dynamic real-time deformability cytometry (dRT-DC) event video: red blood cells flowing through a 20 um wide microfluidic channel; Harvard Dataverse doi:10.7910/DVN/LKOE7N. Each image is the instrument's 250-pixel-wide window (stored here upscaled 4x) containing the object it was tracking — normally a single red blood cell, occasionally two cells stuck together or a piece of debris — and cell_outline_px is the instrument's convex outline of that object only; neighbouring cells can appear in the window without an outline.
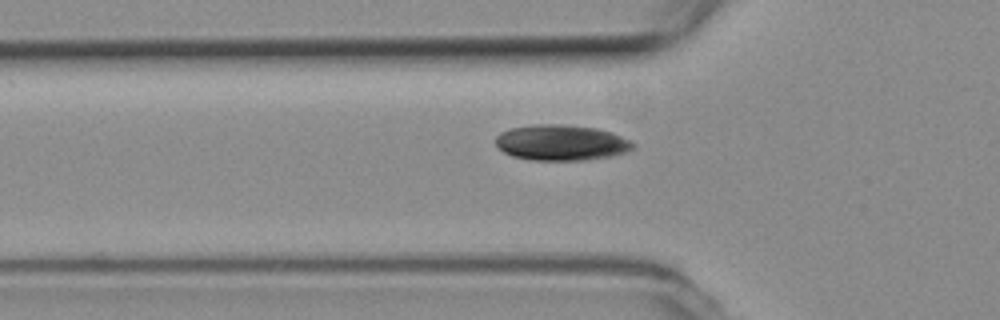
{"species": "common noctule bat (a hibernating species)", "species_latin": "Nyctalus noctula", "temperature_condition": "room temperature", "stored_images_in_passage": 38, "camera_frame_rate_fps": 3000, "um_per_image_px": 0.085, "animal": {"sex": "female", "body_mass_g": 19.3, "forearm_length_mm": 54.1}, "frame": {"image": 1, "passage_image": 19, "time_ms": 6.0, "image_size_px": [1000, 320], "cell_outline_px": [[636, 144], [632, 148], [624, 152], [612, 156], [584, 160], [532, 160], [512, 156], [504, 152], [496, 144], [496, 136], [500, 132], [512, 128], [532, 124], [560, 124], [596, 128], [612, 132]], "centroid_in_image_um": [47.69, 12.12], "position_along_channel_um": 78.1, "area_um2": 28.44}}
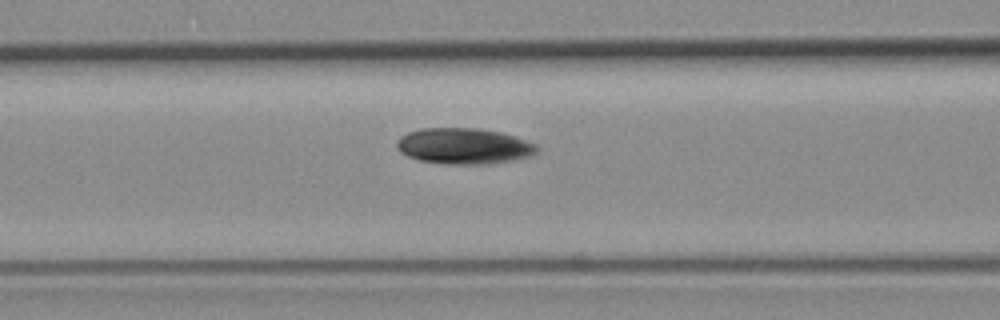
{"frame": {"image": 2, "passage_image": 23, "time_ms": 7.333, "image_size_px": [1000, 320], "cell_outline_px": [[540, 148], [536, 152], [528, 156], [512, 160], [484, 164], [444, 164], [420, 160], [408, 156], [400, 152], [396, 144], [400, 136], [408, 132], [420, 128], [476, 128], [500, 132], [516, 136], [536, 144]], "centroid_in_image_um": [39.42, 12.41], "position_along_channel_um": 127.2, "area_um2": 29.3}}
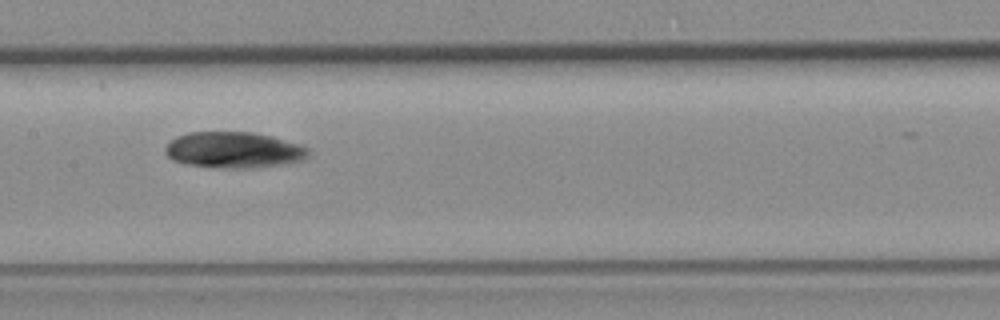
{"frame": {"image": 3, "passage_image": 28, "time_ms": 9.0, "image_size_px": [1000, 320], "cell_outline_px": [[308, 156], [300, 160], [280, 164], [256, 168], [224, 168], [184, 164], [172, 160], [164, 152], [164, 148], [176, 136], [188, 132], [252, 132], [272, 136], [300, 144], [308, 148]], "centroid_in_image_um": [19.83, 12.74], "position_along_channel_um": 187.6, "area_um2": 30.11}}